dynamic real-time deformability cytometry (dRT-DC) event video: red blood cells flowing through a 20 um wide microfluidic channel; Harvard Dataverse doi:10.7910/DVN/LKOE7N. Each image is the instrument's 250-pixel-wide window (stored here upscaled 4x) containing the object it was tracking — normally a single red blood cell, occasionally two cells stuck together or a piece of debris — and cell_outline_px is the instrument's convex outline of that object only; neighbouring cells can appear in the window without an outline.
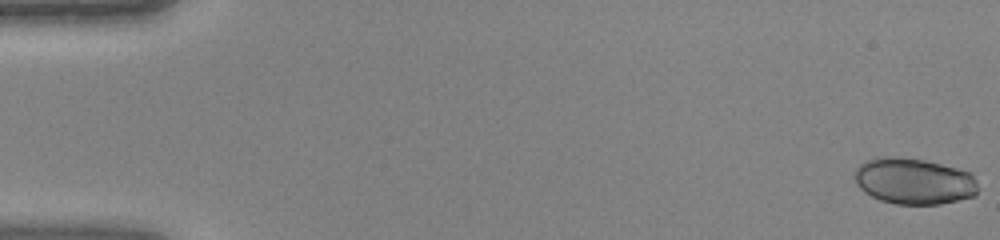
{"species": "human", "species_latin": "Homo sapiens", "temperature_condition": "warm", "stored_images_in_passage": 15, "camera_frame_rate_fps": 3000, "um_per_image_px": 0.085, "donor": {"sex": "female"}, "frame": {"image": 1, "passage_image": 1, "time_ms": 0.0, "image_size_px": [1000, 240], "cell_outline_px": [[976, 196], [940, 204], [896, 204], [880, 200], [864, 192], [856, 184], [852, 176], [852, 172], [864, 160], [884, 156], [900, 156], [924, 160], [972, 172], [976, 180]], "centroid_in_image_um": [77.64, 15.39], "position_along_channel_um": 7.4, "area_um2": 33.64}}
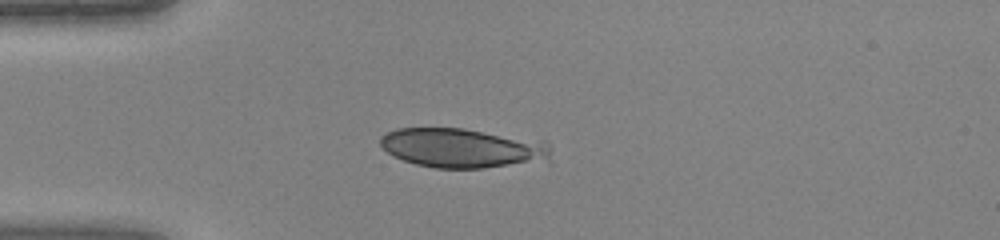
{"frame": {"image": 2, "passage_image": 13, "time_ms": 4.0, "image_size_px": [1000, 240], "cell_outline_px": [[552, 164], [480, 168], [436, 168], [416, 164], [392, 156], [380, 144], [380, 136], [396, 128], [464, 128], [544, 140], [552, 148]], "centroid_in_image_um": [39.5, 12.6], "position_along_channel_um": 45.5, "area_um2": 40.58}}